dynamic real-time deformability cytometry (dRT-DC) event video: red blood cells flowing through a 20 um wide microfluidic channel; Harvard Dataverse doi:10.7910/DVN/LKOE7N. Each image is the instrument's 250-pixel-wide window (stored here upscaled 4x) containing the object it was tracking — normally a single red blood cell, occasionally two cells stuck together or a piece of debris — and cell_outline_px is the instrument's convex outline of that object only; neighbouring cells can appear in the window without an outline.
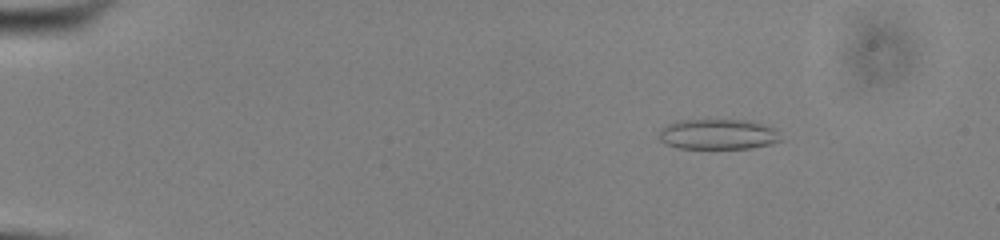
{"species": "common noctule bat (a hibernating species)", "species_latin": "Nyctalus noctula", "temperature_condition": "cold", "stored_images_in_passage": 54, "camera_frame_rate_fps": 3000, "um_per_image_px": 0.085, "animal": {"sex": "male", "body_mass_g": 13.0, "forearm_length_mm": 53.1}, "frame": {"image": 1, "passage_image": 9, "time_ms": 2.667, "image_size_px": [1000, 240], "cell_outline_px": [[784, 140], [772, 144], [752, 148], [676, 148], [664, 144], [656, 136], [660, 128], [676, 120], [756, 120], [776, 128], [780, 132]], "centroid_in_image_um": [61.07, 11.4], "position_along_channel_um": 23.9, "area_um2": 22.31}}
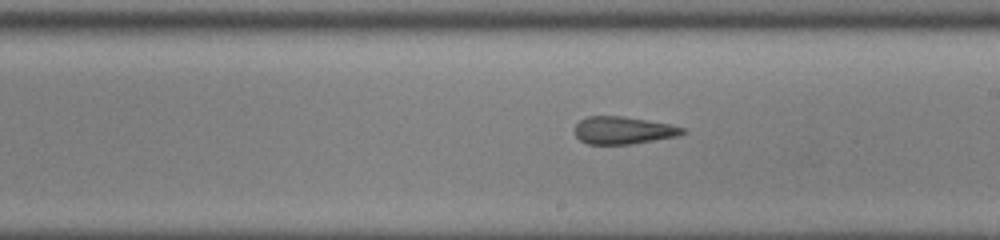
{"frame": {"image": 2, "passage_image": 33, "time_ms": 10.667, "image_size_px": [1000, 240], "cell_outline_px": [[688, 132], [676, 136], [632, 144], [588, 144], [580, 140], [576, 136], [576, 124], [580, 120], [588, 116], [624, 116], [648, 120], [668, 124], [684, 128]], "centroid_in_image_um": [52.98, 11.07], "position_along_channel_um": 236.0, "area_um2": 17.17}}
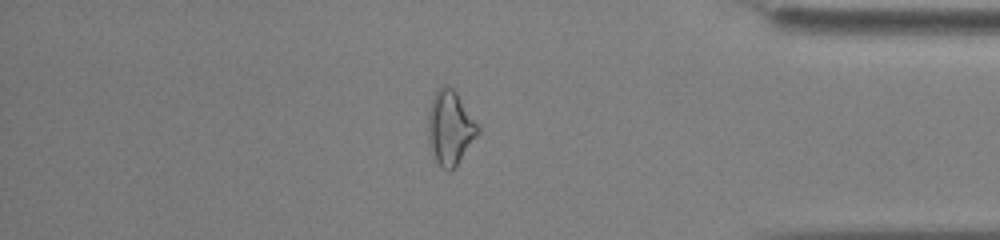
{"frame": {"image": 3, "passage_image": 47, "time_ms": 15.333, "image_size_px": [1000, 240], "cell_outline_px": [[480, 132], [456, 164], [448, 172], [440, 168], [436, 160], [428, 140], [428, 112], [436, 88], [444, 84], [448, 84], [456, 92], [480, 128]], "centroid_in_image_um": [38.24, 10.83], "position_along_channel_um": 397.0, "area_um2": 21.27}, "authors_computed_cell_mechanics": {"area_um2": 20.6924, "velocity_mm_per_s": 3.9121, "shape_relaxation_time_tau1_ms": null, "shape_relaxation_time_tau2_ms": 2.0457, "deformation_change_tau1": null, "deformation_change_tau2": 0.0833}}